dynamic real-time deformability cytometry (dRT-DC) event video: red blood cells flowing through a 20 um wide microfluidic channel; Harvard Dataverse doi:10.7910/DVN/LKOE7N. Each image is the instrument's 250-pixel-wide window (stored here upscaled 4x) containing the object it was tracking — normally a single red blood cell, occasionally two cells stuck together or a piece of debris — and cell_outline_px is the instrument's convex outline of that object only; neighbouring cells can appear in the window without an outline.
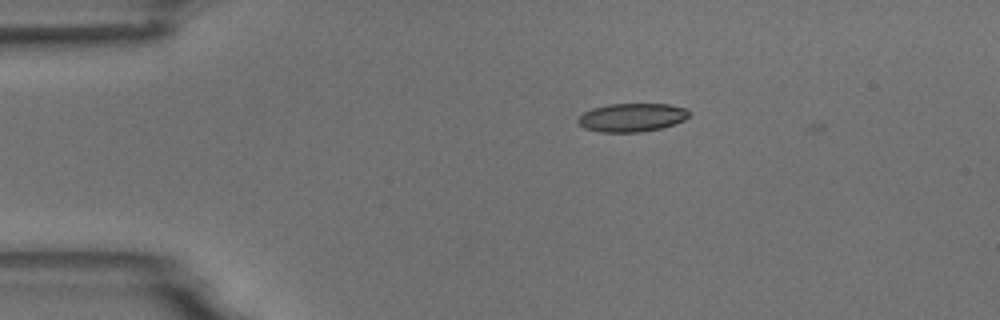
{"species": "common noctule bat (a hibernating species)", "species_latin": "Nyctalus noctula", "temperature_condition": "room temperature", "stored_images_in_passage": 7, "camera_frame_rate_fps": 3000, "um_per_image_px": 0.085, "animal": {"sex": "male", "body_mass_g": 18.8}, "frame": {"image": 1, "passage_image": 3, "time_ms": 2.333, "image_size_px": [1000, 320], "cell_outline_px": [[692, 112], [684, 120], [660, 128], [640, 132], [600, 132], [584, 128], [576, 120], [584, 112], [592, 108], [608, 104], [668, 104], [688, 108]], "centroid_in_image_um": [53.72, 9.97], "position_along_channel_um": 31.3, "area_um2": 18.44}}
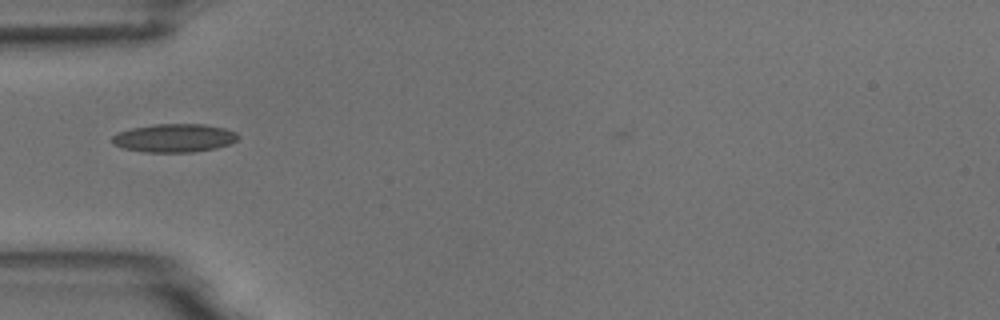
{"frame": {"image": 2, "passage_image": 5, "time_ms": 4.667, "image_size_px": [1000, 320], "cell_outline_px": [[240, 136], [232, 144], [216, 148], [192, 152], [144, 152], [124, 148], [112, 144], [112, 136], [116, 132], [132, 128], [152, 124], [204, 124], [224, 128], [236, 132]], "centroid_in_image_um": [14.81, 11.73], "position_along_channel_um": 70.2, "area_um2": 20.98}}